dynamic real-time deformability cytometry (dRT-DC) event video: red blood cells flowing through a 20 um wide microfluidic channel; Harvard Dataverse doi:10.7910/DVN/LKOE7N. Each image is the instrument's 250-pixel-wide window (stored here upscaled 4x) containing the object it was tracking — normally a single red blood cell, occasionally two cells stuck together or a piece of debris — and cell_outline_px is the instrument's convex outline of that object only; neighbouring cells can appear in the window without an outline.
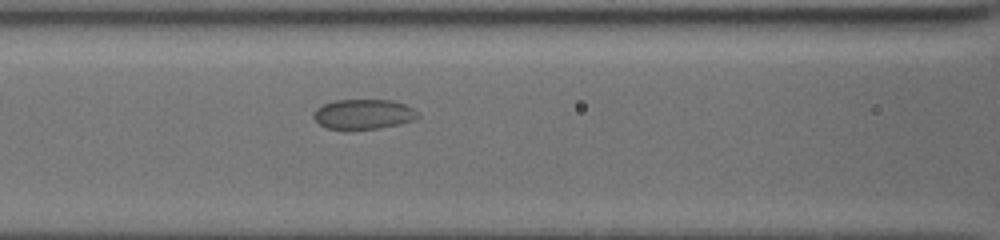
{"species": "common noctule bat (a hibernating species)", "species_latin": "Nyctalus noctula", "temperature_condition": "cold", "stored_images_in_passage": 24, "camera_frame_rate_fps": 3000, "um_per_image_px": 0.085, "animal": {"sex": "female", "body_mass_g": 19.5, "forearm_length_mm": 54.1}, "frame": {"image": 1, "passage_image": 14, "time_ms": 6.667, "image_size_px": [1000, 240], "cell_outline_px": [[420, 116], [412, 120], [380, 128], [348, 132], [328, 128], [320, 124], [312, 116], [316, 108], [324, 104], [336, 100], [392, 100], [404, 104], [412, 108]], "centroid_in_image_um": [30.84, 9.74], "position_along_channel_um": 135.8, "area_um2": 18.44}}
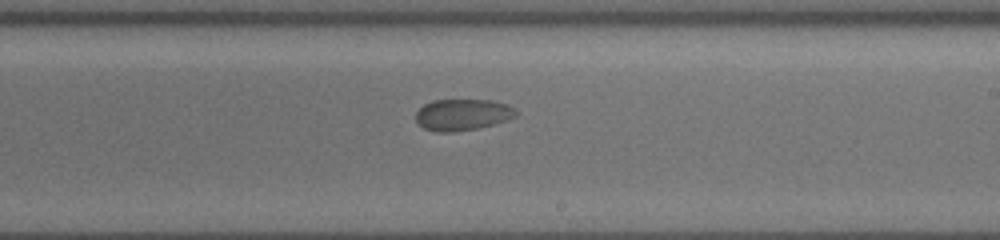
{"frame": {"image": 2, "passage_image": 19, "time_ms": 9.667, "image_size_px": [1000, 240], "cell_outline_px": [[516, 116], [492, 124], [476, 128], [452, 132], [436, 132], [424, 128], [416, 120], [416, 112], [424, 104], [432, 100], [492, 100], [508, 104], [516, 112]], "centroid_in_image_um": [39.27, 9.74], "position_along_channel_um": 249.7, "area_um2": 18.09}}
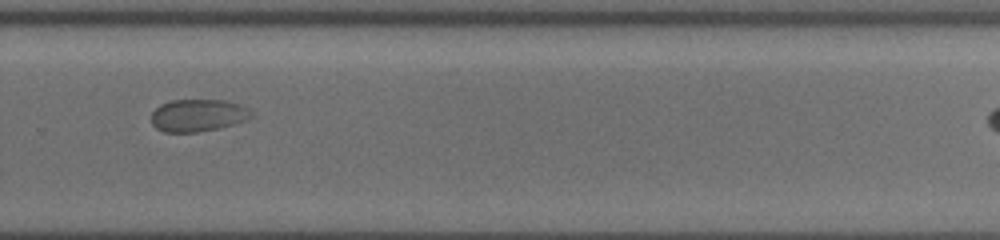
{"frame": {"image": 3, "passage_image": 22, "time_ms": 11.333, "image_size_px": [1000, 240], "cell_outline_px": [[252, 116], [244, 120], [220, 128], [196, 132], [164, 132], [156, 128], [152, 124], [152, 112], [160, 104], [172, 100], [224, 100], [248, 108]], "centroid_in_image_um": [16.77, 9.81], "position_along_channel_um": 313.0, "area_um2": 18.61}}